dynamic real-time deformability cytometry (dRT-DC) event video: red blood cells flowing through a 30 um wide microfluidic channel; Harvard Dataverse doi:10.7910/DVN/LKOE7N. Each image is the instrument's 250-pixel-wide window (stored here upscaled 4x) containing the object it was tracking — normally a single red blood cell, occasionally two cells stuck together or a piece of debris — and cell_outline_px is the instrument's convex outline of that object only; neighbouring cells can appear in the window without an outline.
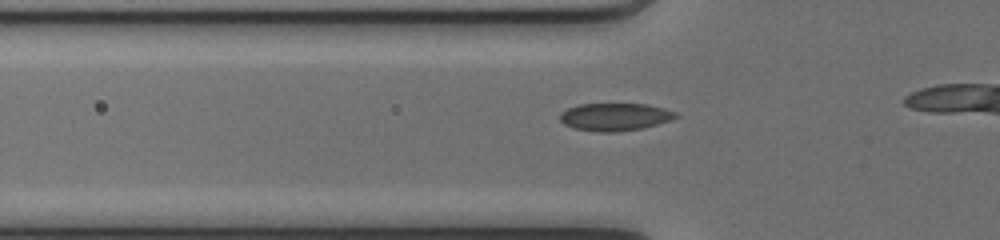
{"species": "common noctule bat (a hibernating species)", "species_latin": "Nyctalus noctula", "temperature_condition": "cold", "stored_images_in_passage": 18, "camera_frame_rate_fps": 3000, "um_per_image_px": 0.085, "animal": {"sex": "female", "body_mass_g": 17.0, "forearm_length_mm": 48.0}, "frame": {"image": 1, "passage_image": 13, "time_ms": 4.0, "image_size_px": [1000, 240], "cell_outline_px": [[672, 116], [664, 120], [652, 124], [636, 128], [580, 128], [568, 124], [560, 116], [564, 112], [572, 108], [584, 104], [640, 104], [656, 108], [668, 112]], "centroid_in_image_um": [52.16, 9.86], "position_along_channel_um": 73.6, "area_um2": 15.61}}
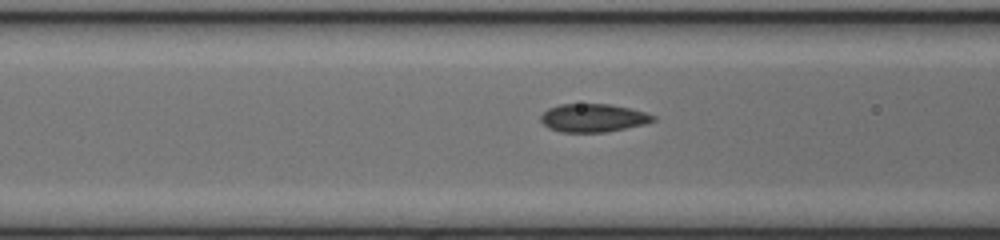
{"frame": {"image": 2, "passage_image": 16, "time_ms": 5.0, "image_size_px": [1000, 240], "cell_outline_px": [[652, 120], [620, 128], [596, 132], [568, 132], [552, 128], [544, 120], [544, 112], [552, 108], [564, 104], [600, 104], [624, 108], [640, 112], [652, 116]], "centroid_in_image_um": [50.34, 10.01], "position_along_channel_um": 116.3, "area_um2": 16.53}}